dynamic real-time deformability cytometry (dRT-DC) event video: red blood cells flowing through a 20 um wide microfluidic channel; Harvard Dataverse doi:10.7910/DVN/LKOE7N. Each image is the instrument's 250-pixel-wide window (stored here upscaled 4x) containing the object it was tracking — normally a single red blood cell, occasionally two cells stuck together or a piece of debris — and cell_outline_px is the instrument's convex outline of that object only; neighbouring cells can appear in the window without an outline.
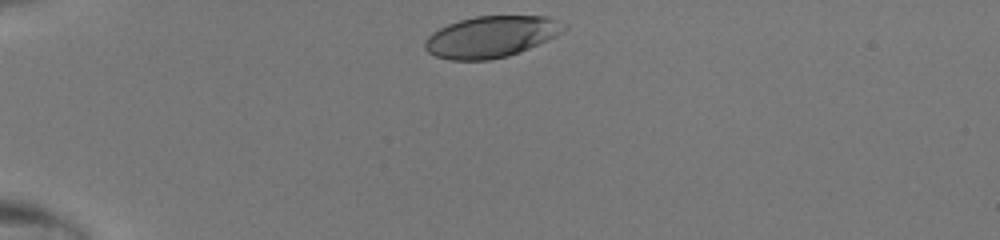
{"species": "human", "species_latin": "Homo sapiens", "temperature_condition": "room temperature", "stored_images_in_passage": 30, "camera_frame_rate_fps": 3000, "um_per_image_px": 0.085, "donor": {"sex": "male"}, "frame": {"image": 1, "passage_image": 1, "time_ms": 0.0, "image_size_px": [1000, 240], "cell_outline_px": [[568, 28], [556, 36], [548, 40], [520, 52], [508, 56], [488, 60], [448, 60], [436, 56], [428, 52], [424, 48], [424, 40], [432, 32], [448, 24], [460, 20], [476, 16], [548, 16], [568, 24]], "centroid_in_image_um": [41.77, 3.12], "position_along_channel_um": 43.2, "area_um2": 33.76}}
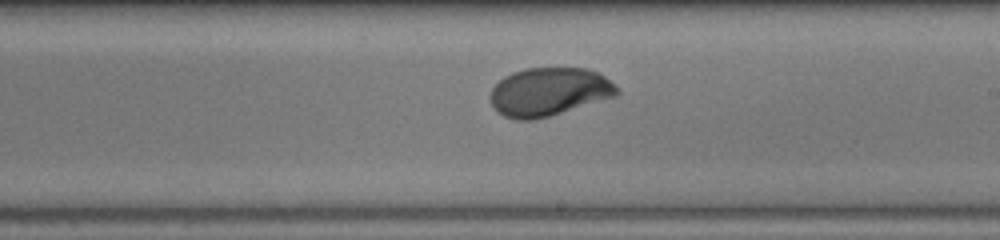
{"frame": {"image": 2, "passage_image": 18, "time_ms": 5.667, "image_size_px": [1000, 240], "cell_outline_px": [[620, 92], [616, 96], [536, 120], [516, 120], [504, 116], [496, 112], [492, 104], [492, 88], [504, 76], [512, 72], [524, 68], [588, 68], [600, 72], [620, 88]], "centroid_in_image_um": [46.7, 7.8], "position_along_channel_um": 242.3, "area_um2": 35.89}}
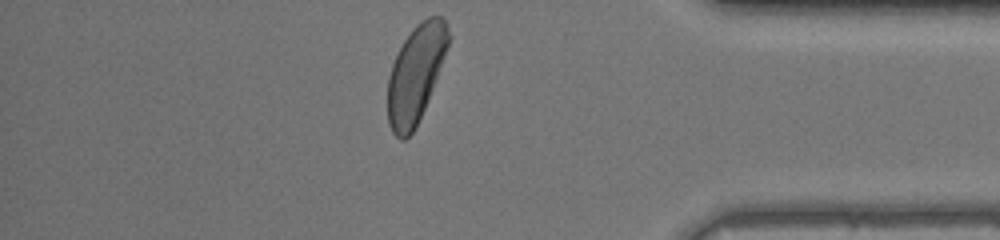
{"frame": {"image": 3, "passage_image": 30, "time_ms": 9.667, "image_size_px": [1000, 240], "cell_outline_px": [[448, 44], [444, 56], [428, 100], [412, 132], [404, 140], [400, 140], [392, 132], [388, 124], [388, 76], [392, 64], [404, 40], [412, 28], [420, 20], [428, 16], [440, 16], [448, 24]], "centroid_in_image_um": [35.31, 6.26], "position_along_channel_um": 399.9, "area_um2": 33.87}}